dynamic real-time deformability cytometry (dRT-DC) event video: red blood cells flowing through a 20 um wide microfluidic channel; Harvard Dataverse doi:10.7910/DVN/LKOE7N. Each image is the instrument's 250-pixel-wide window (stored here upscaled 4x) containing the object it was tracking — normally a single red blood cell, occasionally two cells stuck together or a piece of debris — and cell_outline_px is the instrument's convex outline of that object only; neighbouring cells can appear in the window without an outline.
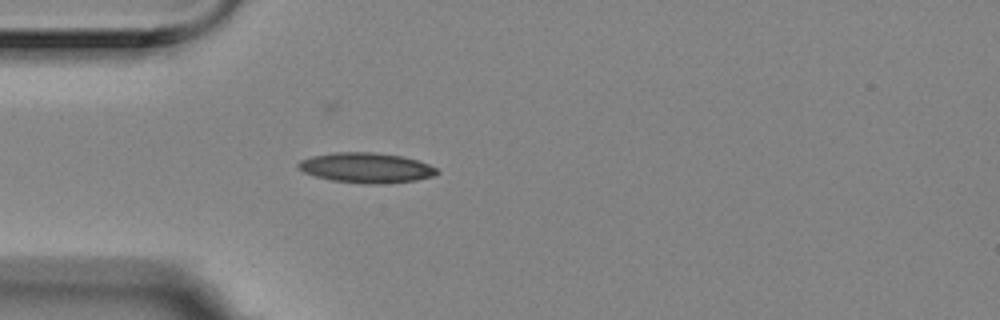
{"species": "Egyptian fruit bat (a non-hibernating species)", "species_latin": "Rousettus aegyptiacus", "temperature_condition": "room temperature", "stored_images_in_passage": 2, "camera_frame_rate_fps": 3000, "um_per_image_px": 0.085, "animal": {"sex": "female"}, "frame": {"image": 1, "passage_image": 2, "time_ms": 0.333, "image_size_px": [1000, 320], "cell_outline_px": [[440, 172], [432, 176], [416, 180], [332, 180], [316, 176], [304, 172], [296, 164], [300, 160], [312, 156], [336, 152], [372, 152], [400, 156], [416, 160], [428, 164], [436, 168]], "centroid_in_image_um": [31.08, 14.19], "position_along_channel_um": 53.9, "area_um2": 22.66}}